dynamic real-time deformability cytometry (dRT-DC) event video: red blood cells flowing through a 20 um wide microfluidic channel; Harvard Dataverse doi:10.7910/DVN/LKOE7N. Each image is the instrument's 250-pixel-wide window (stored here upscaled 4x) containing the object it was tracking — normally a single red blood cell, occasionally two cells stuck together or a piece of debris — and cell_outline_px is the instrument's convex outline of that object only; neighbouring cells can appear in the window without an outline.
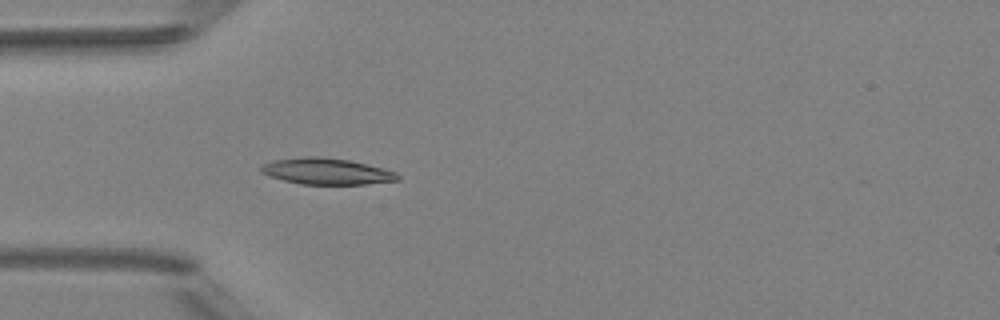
{"species": "Egyptian fruit bat (a non-hibernating species)", "species_latin": "Rousettus aegyptiacus", "temperature_condition": "room temperature", "stored_images_in_passage": 4, "camera_frame_rate_fps": 3000, "um_per_image_px": 0.085, "animal": {"sex": "female"}, "frame": {"image": 1, "passage_image": 4, "time_ms": 3.333, "image_size_px": [1000, 320], "cell_outline_px": [[400, 180], [364, 184], [300, 184], [268, 176], [260, 172], [260, 164], [272, 160], [304, 156], [316, 156], [348, 160], [396, 172], [400, 176]], "centroid_in_image_um": [27.68, 14.56], "position_along_channel_um": 57.3, "area_um2": 20.87}}